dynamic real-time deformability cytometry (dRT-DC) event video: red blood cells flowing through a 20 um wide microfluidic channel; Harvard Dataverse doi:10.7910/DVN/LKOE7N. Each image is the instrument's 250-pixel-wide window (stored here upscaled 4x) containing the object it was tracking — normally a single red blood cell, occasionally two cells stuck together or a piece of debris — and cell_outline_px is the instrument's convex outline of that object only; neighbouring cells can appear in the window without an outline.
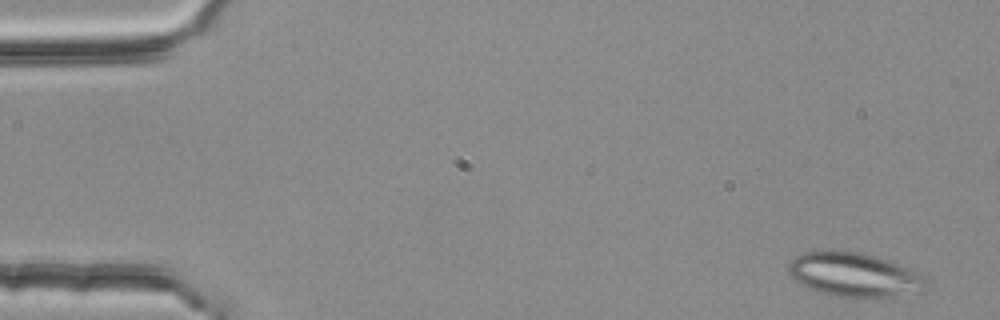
{"species": "common noctule bat (a hibernating species)", "species_latin": "Nyctalus noctula", "temperature_condition": "room temperature", "stored_images_in_passage": 5, "camera_frame_rate_fps": 3000, "um_per_image_px": 0.085, "animal": {"sex": "female", "body_mass_g": 25.1}, "frame": {"image": 1, "passage_image": 1, "time_ms": 0.0, "image_size_px": [1000, 320], "cell_outline_px": [[928, 288], [924, 292], [880, 300], [856, 300], [836, 296], [820, 292], [800, 284], [788, 272], [788, 268], [792, 260], [800, 252], [860, 252], [908, 268], [924, 276], [928, 280]], "centroid_in_image_um": [72.71, 23.45], "position_along_channel_um": 12.3, "area_um2": 35.95}}